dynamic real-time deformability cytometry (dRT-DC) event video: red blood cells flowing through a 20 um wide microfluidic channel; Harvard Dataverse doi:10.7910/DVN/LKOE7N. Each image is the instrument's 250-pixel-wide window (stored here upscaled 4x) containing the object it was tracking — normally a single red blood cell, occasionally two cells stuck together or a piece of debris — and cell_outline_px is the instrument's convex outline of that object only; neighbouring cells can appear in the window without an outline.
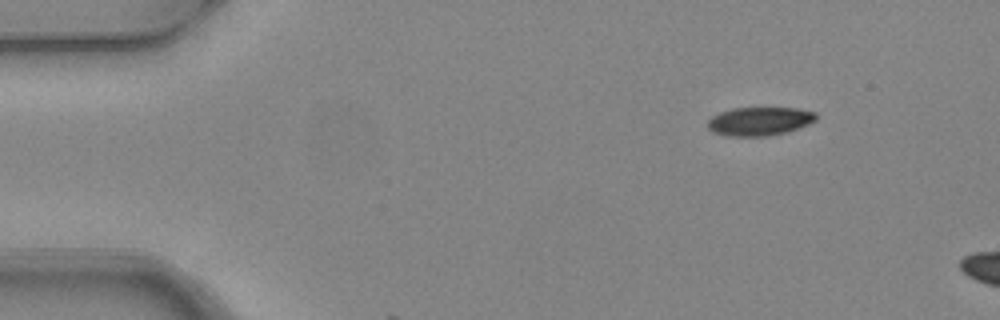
{"species": "common noctule bat (a hibernating species)", "species_latin": "Nyctalus noctula", "temperature_condition": "warm", "stored_images_in_passage": 2, "camera_frame_rate_fps": 3000, "um_per_image_px": 0.085, "animal": {"sex": "female", "body_mass_g": 24.6, "forearm_length_mm": 56.2}, "frame": {"image": 1, "passage_image": 1, "time_ms": 0.0, "image_size_px": [1000, 320], "cell_outline_px": [[816, 120], [808, 124], [788, 132], [768, 136], [724, 136], [712, 132], [708, 128], [708, 120], [712, 116], [720, 112], [732, 108], [796, 108], [816, 112]], "centroid_in_image_um": [64.54, 10.31], "position_along_channel_um": 20.5, "area_um2": 18.15}}